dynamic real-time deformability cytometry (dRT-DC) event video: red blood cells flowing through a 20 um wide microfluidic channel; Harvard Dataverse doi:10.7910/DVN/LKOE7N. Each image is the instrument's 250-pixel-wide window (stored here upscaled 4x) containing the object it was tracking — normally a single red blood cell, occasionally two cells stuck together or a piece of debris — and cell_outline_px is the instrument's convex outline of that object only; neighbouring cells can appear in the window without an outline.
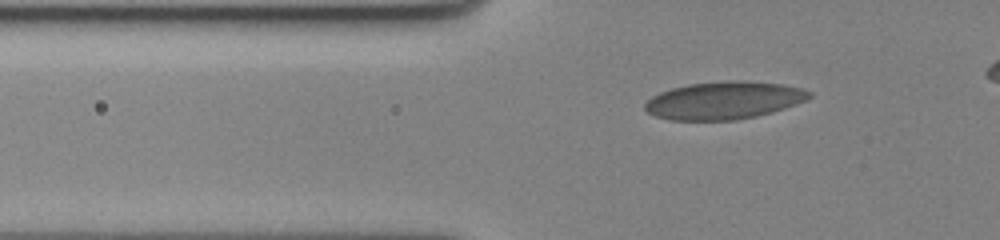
{"species": "human", "species_latin": "Homo sapiens", "temperature_condition": "cold", "stored_images_in_passage": 51, "camera_frame_rate_fps": 3000, "um_per_image_px": 0.085, "donor": {"sex": "female"}, "frame": {"image": 1, "passage_image": 14, "time_ms": 4.333, "image_size_px": [1000, 240], "cell_outline_px": [[812, 96], [808, 100], [772, 112], [756, 116], [736, 120], [672, 120], [656, 116], [648, 112], [644, 108], [644, 104], [652, 96], [660, 92], [672, 88], [688, 84], [728, 80], [740, 80], [780, 84], [800, 88], [812, 92]], "centroid_in_image_um": [61.54, 8.53], "position_along_channel_um": 64.3, "area_um2": 36.01}}
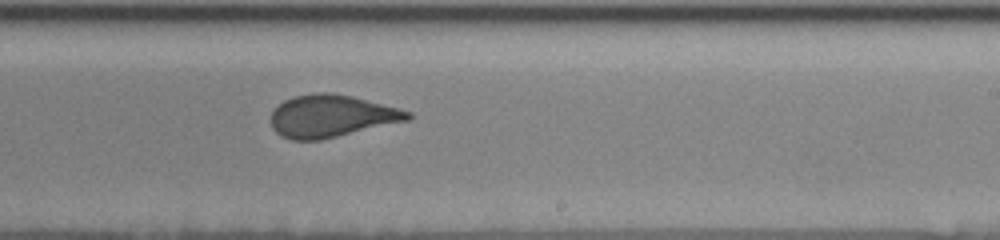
{"frame": {"image": 2, "passage_image": 32, "time_ms": 10.333, "image_size_px": [1000, 240], "cell_outline_px": [[412, 116], [408, 120], [320, 140], [292, 140], [280, 136], [272, 128], [272, 112], [284, 100], [296, 96], [320, 92], [332, 92], [352, 96], [400, 108], [412, 112]], "centroid_in_image_um": [28.18, 9.86], "position_along_channel_um": 260.8, "area_um2": 33.52}}
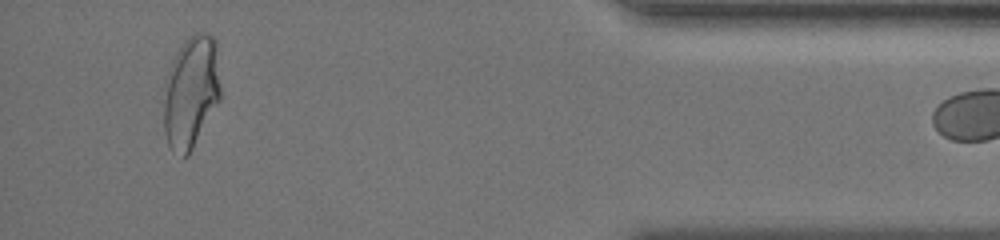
{"frame": {"image": 3, "passage_image": 49, "time_ms": 16.0, "image_size_px": [1000, 240], "cell_outline_px": [[220, 100], [188, 156], [184, 156], [172, 152], [168, 148], [164, 132], [164, 80], [172, 60], [176, 52], [184, 40], [192, 32], [208, 32], [216, 40], [220, 88]], "centroid_in_image_um": [16.22, 7.8], "position_along_channel_um": 419.0, "area_um2": 37.8}}